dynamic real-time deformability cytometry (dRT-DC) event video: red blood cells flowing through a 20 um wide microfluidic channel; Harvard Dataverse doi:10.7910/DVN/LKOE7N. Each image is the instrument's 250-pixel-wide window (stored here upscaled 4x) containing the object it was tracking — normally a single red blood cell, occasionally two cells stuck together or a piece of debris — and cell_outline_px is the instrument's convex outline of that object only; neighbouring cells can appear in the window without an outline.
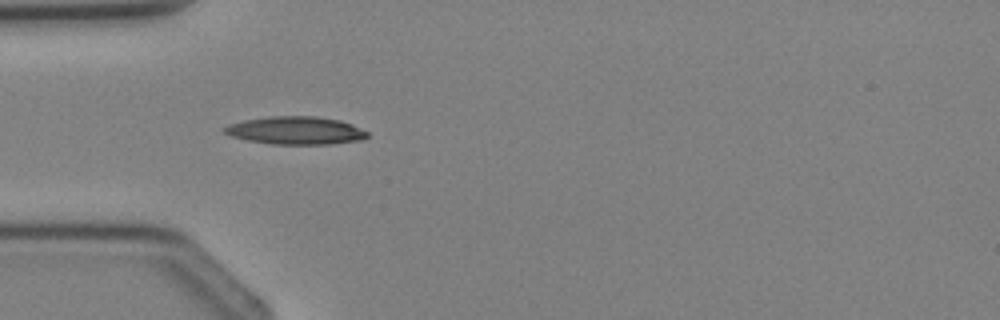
{"species": "Egyptian fruit bat (a non-hibernating species)", "species_latin": "Rousettus aegyptiacus", "temperature_condition": "cold", "stored_images_in_passage": 3, "camera_frame_rate_fps": 3000, "um_per_image_px": 0.085, "animal": {"sex": "female"}, "frame": {"image": 1, "passage_image": 3, "time_ms": 2.333, "image_size_px": [1000, 320], "cell_outline_px": [[368, 136], [360, 140], [332, 144], [272, 144], [248, 140], [232, 136], [224, 132], [220, 128], [228, 124], [244, 120], [268, 116], [316, 116], [340, 120], [352, 124], [368, 132]], "centroid_in_image_um": [25.11, 11.08], "position_along_channel_um": 59.9, "area_um2": 23.29}}